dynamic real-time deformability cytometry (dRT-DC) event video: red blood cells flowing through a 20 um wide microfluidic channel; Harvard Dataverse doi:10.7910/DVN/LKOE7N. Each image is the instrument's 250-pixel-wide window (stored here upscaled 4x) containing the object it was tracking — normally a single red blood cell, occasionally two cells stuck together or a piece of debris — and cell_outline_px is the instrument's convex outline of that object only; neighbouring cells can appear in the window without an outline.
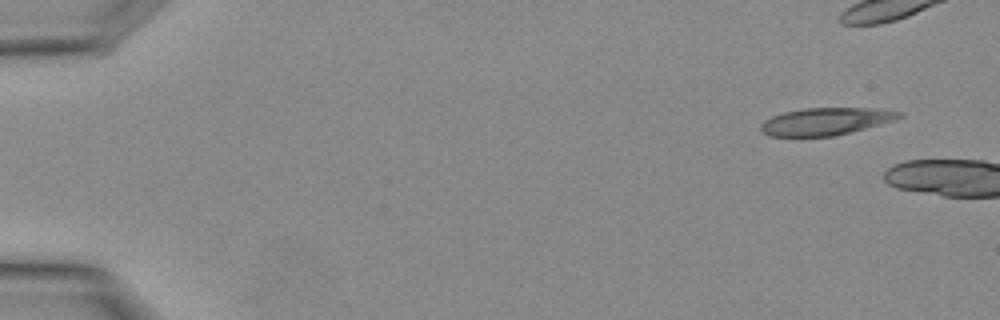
{"species": "Egyptian fruit bat (a non-hibernating species)", "species_latin": "Rousettus aegyptiacus", "temperature_condition": "warm", "stored_images_in_passage": 4, "camera_frame_rate_fps": 3000, "um_per_image_px": 0.085, "animal": {"sex": "female"}, "frame": {"image": 1, "passage_image": 1, "time_ms": 0.0, "image_size_px": [1000, 320], "cell_outline_px": [[904, 116], [896, 120], [852, 132], [832, 136], [800, 140], [768, 136], [760, 128], [760, 124], [764, 120], [772, 116], [784, 112], [804, 108], [880, 108], [904, 112]], "centroid_in_image_um": [70.16, 10.36], "position_along_channel_um": 14.8, "area_um2": 23.18}}